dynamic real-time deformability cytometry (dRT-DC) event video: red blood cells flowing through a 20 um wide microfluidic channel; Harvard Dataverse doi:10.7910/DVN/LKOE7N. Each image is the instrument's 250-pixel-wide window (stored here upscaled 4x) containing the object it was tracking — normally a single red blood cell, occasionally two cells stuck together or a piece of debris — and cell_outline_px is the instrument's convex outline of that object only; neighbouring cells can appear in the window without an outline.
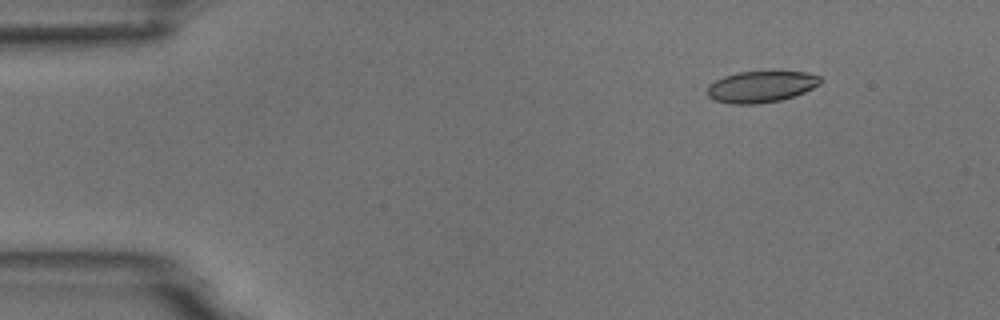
{"species": "common noctule bat (a hibernating species)", "species_latin": "Nyctalus noctula", "temperature_condition": "room temperature", "stored_images_in_passage": 6, "camera_frame_rate_fps": 3000, "um_per_image_px": 0.085, "animal": {"sex": "male", "body_mass_g": 18.8}, "frame": {"image": 1, "passage_image": 2, "time_ms": 1.333, "image_size_px": [1000, 320], "cell_outline_px": [[824, 80], [820, 84], [804, 92], [780, 100], [760, 104], [732, 104], [716, 100], [708, 96], [708, 88], [716, 80], [724, 76], [740, 72], [772, 68], [808, 72], [820, 76]], "centroid_in_image_um": [64.78, 7.31], "position_along_channel_um": 20.2, "area_um2": 21.44}}
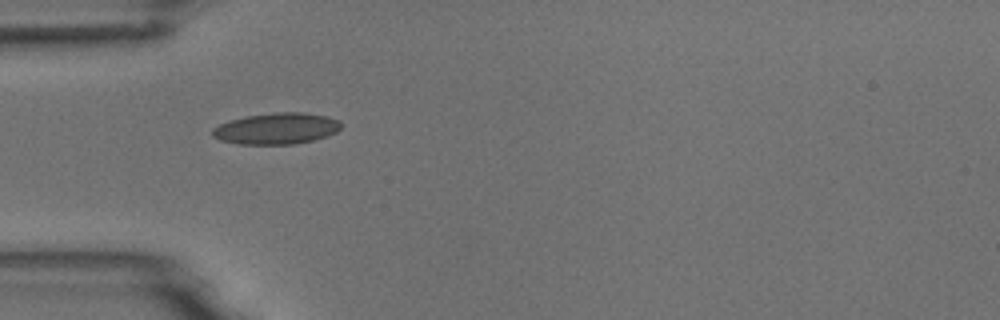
{"frame": {"image": 2, "passage_image": 5, "time_ms": 4.667, "image_size_px": [1000, 320], "cell_outline_px": [[340, 128], [336, 132], [328, 136], [296, 144], [236, 144], [220, 140], [212, 136], [212, 128], [220, 124], [244, 116], [276, 112], [304, 112], [328, 116], [340, 120]], "centroid_in_image_um": [23.51, 10.92], "position_along_channel_um": 61.5, "area_um2": 23.58}}